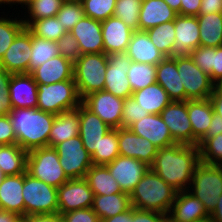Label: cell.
Listing matches in <instances>:
<instances>
[{
  "instance_id": "obj_1",
  "label": "cell",
  "mask_w": 222,
  "mask_h": 222,
  "mask_svg": "<svg viewBox=\"0 0 222 222\" xmlns=\"http://www.w3.org/2000/svg\"><path fill=\"white\" fill-rule=\"evenodd\" d=\"M201 163L199 147L176 143L157 150L150 167L177 192L189 190L196 167Z\"/></svg>"
},
{
  "instance_id": "obj_2",
  "label": "cell",
  "mask_w": 222,
  "mask_h": 222,
  "mask_svg": "<svg viewBox=\"0 0 222 222\" xmlns=\"http://www.w3.org/2000/svg\"><path fill=\"white\" fill-rule=\"evenodd\" d=\"M16 143L25 151L46 147L55 114L38 108H14L8 113Z\"/></svg>"
},
{
  "instance_id": "obj_3",
  "label": "cell",
  "mask_w": 222,
  "mask_h": 222,
  "mask_svg": "<svg viewBox=\"0 0 222 222\" xmlns=\"http://www.w3.org/2000/svg\"><path fill=\"white\" fill-rule=\"evenodd\" d=\"M176 194L175 189L149 168L129 196L134 209L168 214Z\"/></svg>"
},
{
  "instance_id": "obj_4",
  "label": "cell",
  "mask_w": 222,
  "mask_h": 222,
  "mask_svg": "<svg viewBox=\"0 0 222 222\" xmlns=\"http://www.w3.org/2000/svg\"><path fill=\"white\" fill-rule=\"evenodd\" d=\"M107 64L108 55L105 53L82 54L73 64V78L81 99L104 90Z\"/></svg>"
},
{
  "instance_id": "obj_5",
  "label": "cell",
  "mask_w": 222,
  "mask_h": 222,
  "mask_svg": "<svg viewBox=\"0 0 222 222\" xmlns=\"http://www.w3.org/2000/svg\"><path fill=\"white\" fill-rule=\"evenodd\" d=\"M37 108L52 114L77 109L82 103L74 80L53 84H37Z\"/></svg>"
},
{
  "instance_id": "obj_6",
  "label": "cell",
  "mask_w": 222,
  "mask_h": 222,
  "mask_svg": "<svg viewBox=\"0 0 222 222\" xmlns=\"http://www.w3.org/2000/svg\"><path fill=\"white\" fill-rule=\"evenodd\" d=\"M26 172L55 188L69 180L59 163L58 153L48 146L28 152Z\"/></svg>"
},
{
  "instance_id": "obj_7",
  "label": "cell",
  "mask_w": 222,
  "mask_h": 222,
  "mask_svg": "<svg viewBox=\"0 0 222 222\" xmlns=\"http://www.w3.org/2000/svg\"><path fill=\"white\" fill-rule=\"evenodd\" d=\"M188 191L204 204L210 214L222 194V166L201 162L196 167Z\"/></svg>"
},
{
  "instance_id": "obj_8",
  "label": "cell",
  "mask_w": 222,
  "mask_h": 222,
  "mask_svg": "<svg viewBox=\"0 0 222 222\" xmlns=\"http://www.w3.org/2000/svg\"><path fill=\"white\" fill-rule=\"evenodd\" d=\"M181 79V89H185V101L210 98L215 84L210 76L203 72L190 55L173 56Z\"/></svg>"
},
{
  "instance_id": "obj_9",
  "label": "cell",
  "mask_w": 222,
  "mask_h": 222,
  "mask_svg": "<svg viewBox=\"0 0 222 222\" xmlns=\"http://www.w3.org/2000/svg\"><path fill=\"white\" fill-rule=\"evenodd\" d=\"M22 195L25 217L38 214L58 213L57 188L24 173Z\"/></svg>"
},
{
  "instance_id": "obj_10",
  "label": "cell",
  "mask_w": 222,
  "mask_h": 222,
  "mask_svg": "<svg viewBox=\"0 0 222 222\" xmlns=\"http://www.w3.org/2000/svg\"><path fill=\"white\" fill-rule=\"evenodd\" d=\"M53 148L58 153L59 163L68 179L85 178L93 162L79 135L63 141Z\"/></svg>"
},
{
  "instance_id": "obj_11",
  "label": "cell",
  "mask_w": 222,
  "mask_h": 222,
  "mask_svg": "<svg viewBox=\"0 0 222 222\" xmlns=\"http://www.w3.org/2000/svg\"><path fill=\"white\" fill-rule=\"evenodd\" d=\"M123 102L124 99L104 90L91 93L82 99V104L112 129L122 127Z\"/></svg>"
},
{
  "instance_id": "obj_12",
  "label": "cell",
  "mask_w": 222,
  "mask_h": 222,
  "mask_svg": "<svg viewBox=\"0 0 222 222\" xmlns=\"http://www.w3.org/2000/svg\"><path fill=\"white\" fill-rule=\"evenodd\" d=\"M131 62L126 53L108 55L104 91L124 100L132 96L133 91L127 77Z\"/></svg>"
},
{
  "instance_id": "obj_13",
  "label": "cell",
  "mask_w": 222,
  "mask_h": 222,
  "mask_svg": "<svg viewBox=\"0 0 222 222\" xmlns=\"http://www.w3.org/2000/svg\"><path fill=\"white\" fill-rule=\"evenodd\" d=\"M58 213L91 208L94 193L85 178L69 179L57 188Z\"/></svg>"
},
{
  "instance_id": "obj_14",
  "label": "cell",
  "mask_w": 222,
  "mask_h": 222,
  "mask_svg": "<svg viewBox=\"0 0 222 222\" xmlns=\"http://www.w3.org/2000/svg\"><path fill=\"white\" fill-rule=\"evenodd\" d=\"M176 143L193 145V129L188 118L187 101H171L160 113Z\"/></svg>"
},
{
  "instance_id": "obj_15",
  "label": "cell",
  "mask_w": 222,
  "mask_h": 222,
  "mask_svg": "<svg viewBox=\"0 0 222 222\" xmlns=\"http://www.w3.org/2000/svg\"><path fill=\"white\" fill-rule=\"evenodd\" d=\"M31 48L32 33L25 27L6 50L0 66L11 74H28Z\"/></svg>"
},
{
  "instance_id": "obj_16",
  "label": "cell",
  "mask_w": 222,
  "mask_h": 222,
  "mask_svg": "<svg viewBox=\"0 0 222 222\" xmlns=\"http://www.w3.org/2000/svg\"><path fill=\"white\" fill-rule=\"evenodd\" d=\"M106 166L118 182L122 192L129 195L150 168L138 159L122 155L117 156Z\"/></svg>"
},
{
  "instance_id": "obj_17",
  "label": "cell",
  "mask_w": 222,
  "mask_h": 222,
  "mask_svg": "<svg viewBox=\"0 0 222 222\" xmlns=\"http://www.w3.org/2000/svg\"><path fill=\"white\" fill-rule=\"evenodd\" d=\"M119 155L138 159L149 167L153 165L158 148L148 139L129 128H118Z\"/></svg>"
},
{
  "instance_id": "obj_18",
  "label": "cell",
  "mask_w": 222,
  "mask_h": 222,
  "mask_svg": "<svg viewBox=\"0 0 222 222\" xmlns=\"http://www.w3.org/2000/svg\"><path fill=\"white\" fill-rule=\"evenodd\" d=\"M175 42L173 56L189 55L200 46L199 23L197 16L177 15L174 20Z\"/></svg>"
},
{
  "instance_id": "obj_19",
  "label": "cell",
  "mask_w": 222,
  "mask_h": 222,
  "mask_svg": "<svg viewBox=\"0 0 222 222\" xmlns=\"http://www.w3.org/2000/svg\"><path fill=\"white\" fill-rule=\"evenodd\" d=\"M77 110L79 111V136L84 148L92 155L98 149L102 137L112 128L82 103L77 107Z\"/></svg>"
},
{
  "instance_id": "obj_20",
  "label": "cell",
  "mask_w": 222,
  "mask_h": 222,
  "mask_svg": "<svg viewBox=\"0 0 222 222\" xmlns=\"http://www.w3.org/2000/svg\"><path fill=\"white\" fill-rule=\"evenodd\" d=\"M168 215L175 222H203L210 217L204 204L188 190L177 192Z\"/></svg>"
},
{
  "instance_id": "obj_21",
  "label": "cell",
  "mask_w": 222,
  "mask_h": 222,
  "mask_svg": "<svg viewBox=\"0 0 222 222\" xmlns=\"http://www.w3.org/2000/svg\"><path fill=\"white\" fill-rule=\"evenodd\" d=\"M129 129L138 136L151 141L158 149L176 144L160 114H149L134 122Z\"/></svg>"
},
{
  "instance_id": "obj_22",
  "label": "cell",
  "mask_w": 222,
  "mask_h": 222,
  "mask_svg": "<svg viewBox=\"0 0 222 222\" xmlns=\"http://www.w3.org/2000/svg\"><path fill=\"white\" fill-rule=\"evenodd\" d=\"M70 33L79 43L80 53H104L101 21L84 16Z\"/></svg>"
},
{
  "instance_id": "obj_23",
  "label": "cell",
  "mask_w": 222,
  "mask_h": 222,
  "mask_svg": "<svg viewBox=\"0 0 222 222\" xmlns=\"http://www.w3.org/2000/svg\"><path fill=\"white\" fill-rule=\"evenodd\" d=\"M101 27L104 53H125L134 30L115 16L101 21Z\"/></svg>"
},
{
  "instance_id": "obj_24",
  "label": "cell",
  "mask_w": 222,
  "mask_h": 222,
  "mask_svg": "<svg viewBox=\"0 0 222 222\" xmlns=\"http://www.w3.org/2000/svg\"><path fill=\"white\" fill-rule=\"evenodd\" d=\"M37 83L28 74H12L9 82V96L12 109L37 108Z\"/></svg>"
},
{
  "instance_id": "obj_25",
  "label": "cell",
  "mask_w": 222,
  "mask_h": 222,
  "mask_svg": "<svg viewBox=\"0 0 222 222\" xmlns=\"http://www.w3.org/2000/svg\"><path fill=\"white\" fill-rule=\"evenodd\" d=\"M37 84H53L74 80L73 63L60 54L47 60L29 73Z\"/></svg>"
},
{
  "instance_id": "obj_26",
  "label": "cell",
  "mask_w": 222,
  "mask_h": 222,
  "mask_svg": "<svg viewBox=\"0 0 222 222\" xmlns=\"http://www.w3.org/2000/svg\"><path fill=\"white\" fill-rule=\"evenodd\" d=\"M133 62L157 65L166 56L150 40L146 31H133L125 52Z\"/></svg>"
},
{
  "instance_id": "obj_27",
  "label": "cell",
  "mask_w": 222,
  "mask_h": 222,
  "mask_svg": "<svg viewBox=\"0 0 222 222\" xmlns=\"http://www.w3.org/2000/svg\"><path fill=\"white\" fill-rule=\"evenodd\" d=\"M24 173L8 175L0 185V209L15 212L25 217V205L22 195Z\"/></svg>"
},
{
  "instance_id": "obj_28",
  "label": "cell",
  "mask_w": 222,
  "mask_h": 222,
  "mask_svg": "<svg viewBox=\"0 0 222 222\" xmlns=\"http://www.w3.org/2000/svg\"><path fill=\"white\" fill-rule=\"evenodd\" d=\"M178 13L164 0H142L139 13V30L147 31L162 23L174 21Z\"/></svg>"
},
{
  "instance_id": "obj_29",
  "label": "cell",
  "mask_w": 222,
  "mask_h": 222,
  "mask_svg": "<svg viewBox=\"0 0 222 222\" xmlns=\"http://www.w3.org/2000/svg\"><path fill=\"white\" fill-rule=\"evenodd\" d=\"M156 82L172 101H185V89H181L177 63L172 57H166L156 65Z\"/></svg>"
},
{
  "instance_id": "obj_30",
  "label": "cell",
  "mask_w": 222,
  "mask_h": 222,
  "mask_svg": "<svg viewBox=\"0 0 222 222\" xmlns=\"http://www.w3.org/2000/svg\"><path fill=\"white\" fill-rule=\"evenodd\" d=\"M189 55L216 86L222 85V46H199Z\"/></svg>"
},
{
  "instance_id": "obj_31",
  "label": "cell",
  "mask_w": 222,
  "mask_h": 222,
  "mask_svg": "<svg viewBox=\"0 0 222 222\" xmlns=\"http://www.w3.org/2000/svg\"><path fill=\"white\" fill-rule=\"evenodd\" d=\"M188 118L193 129V145L198 146L199 140L207 133L214 113L210 99L187 100Z\"/></svg>"
},
{
  "instance_id": "obj_32",
  "label": "cell",
  "mask_w": 222,
  "mask_h": 222,
  "mask_svg": "<svg viewBox=\"0 0 222 222\" xmlns=\"http://www.w3.org/2000/svg\"><path fill=\"white\" fill-rule=\"evenodd\" d=\"M79 135V111L77 109L65 111L55 115L49 135L48 147L71 139Z\"/></svg>"
},
{
  "instance_id": "obj_33",
  "label": "cell",
  "mask_w": 222,
  "mask_h": 222,
  "mask_svg": "<svg viewBox=\"0 0 222 222\" xmlns=\"http://www.w3.org/2000/svg\"><path fill=\"white\" fill-rule=\"evenodd\" d=\"M131 207L129 194L121 192L110 195H94L91 208L102 220L128 211Z\"/></svg>"
},
{
  "instance_id": "obj_34",
  "label": "cell",
  "mask_w": 222,
  "mask_h": 222,
  "mask_svg": "<svg viewBox=\"0 0 222 222\" xmlns=\"http://www.w3.org/2000/svg\"><path fill=\"white\" fill-rule=\"evenodd\" d=\"M133 99L140 104L143 110L150 114H160L172 101L160 84L155 82L144 89L134 91Z\"/></svg>"
},
{
  "instance_id": "obj_35",
  "label": "cell",
  "mask_w": 222,
  "mask_h": 222,
  "mask_svg": "<svg viewBox=\"0 0 222 222\" xmlns=\"http://www.w3.org/2000/svg\"><path fill=\"white\" fill-rule=\"evenodd\" d=\"M85 179L94 195H110L122 192L106 165L93 164L87 171Z\"/></svg>"
},
{
  "instance_id": "obj_36",
  "label": "cell",
  "mask_w": 222,
  "mask_h": 222,
  "mask_svg": "<svg viewBox=\"0 0 222 222\" xmlns=\"http://www.w3.org/2000/svg\"><path fill=\"white\" fill-rule=\"evenodd\" d=\"M200 46H222V12L199 14Z\"/></svg>"
},
{
  "instance_id": "obj_37",
  "label": "cell",
  "mask_w": 222,
  "mask_h": 222,
  "mask_svg": "<svg viewBox=\"0 0 222 222\" xmlns=\"http://www.w3.org/2000/svg\"><path fill=\"white\" fill-rule=\"evenodd\" d=\"M28 152L16 144L0 145V169L8 175L26 172Z\"/></svg>"
},
{
  "instance_id": "obj_38",
  "label": "cell",
  "mask_w": 222,
  "mask_h": 222,
  "mask_svg": "<svg viewBox=\"0 0 222 222\" xmlns=\"http://www.w3.org/2000/svg\"><path fill=\"white\" fill-rule=\"evenodd\" d=\"M65 1L66 0H27L23 6H21V8L25 7L23 8L24 10L27 8L23 14L25 18L22 16L25 27L27 28L33 21L56 16Z\"/></svg>"
},
{
  "instance_id": "obj_39",
  "label": "cell",
  "mask_w": 222,
  "mask_h": 222,
  "mask_svg": "<svg viewBox=\"0 0 222 222\" xmlns=\"http://www.w3.org/2000/svg\"><path fill=\"white\" fill-rule=\"evenodd\" d=\"M152 43L166 57H172V49L175 42L174 21L162 23L146 31Z\"/></svg>"
},
{
  "instance_id": "obj_40",
  "label": "cell",
  "mask_w": 222,
  "mask_h": 222,
  "mask_svg": "<svg viewBox=\"0 0 222 222\" xmlns=\"http://www.w3.org/2000/svg\"><path fill=\"white\" fill-rule=\"evenodd\" d=\"M119 156L118 128L111 129L101 139L98 149L91 155L94 165H106Z\"/></svg>"
},
{
  "instance_id": "obj_41",
  "label": "cell",
  "mask_w": 222,
  "mask_h": 222,
  "mask_svg": "<svg viewBox=\"0 0 222 222\" xmlns=\"http://www.w3.org/2000/svg\"><path fill=\"white\" fill-rule=\"evenodd\" d=\"M3 15L0 17V61L5 55L6 50L10 47L12 42L15 40L16 36L25 28V24L20 18L19 12L17 17L13 19L14 15L8 17V15L3 12ZM3 16V17H2ZM20 18V19H19Z\"/></svg>"
},
{
  "instance_id": "obj_42",
  "label": "cell",
  "mask_w": 222,
  "mask_h": 222,
  "mask_svg": "<svg viewBox=\"0 0 222 222\" xmlns=\"http://www.w3.org/2000/svg\"><path fill=\"white\" fill-rule=\"evenodd\" d=\"M127 77L132 91H138L156 82V65L131 62Z\"/></svg>"
},
{
  "instance_id": "obj_43",
  "label": "cell",
  "mask_w": 222,
  "mask_h": 222,
  "mask_svg": "<svg viewBox=\"0 0 222 222\" xmlns=\"http://www.w3.org/2000/svg\"><path fill=\"white\" fill-rule=\"evenodd\" d=\"M31 58L29 63V73L41 66L44 62L59 55L57 43L32 35Z\"/></svg>"
},
{
  "instance_id": "obj_44",
  "label": "cell",
  "mask_w": 222,
  "mask_h": 222,
  "mask_svg": "<svg viewBox=\"0 0 222 222\" xmlns=\"http://www.w3.org/2000/svg\"><path fill=\"white\" fill-rule=\"evenodd\" d=\"M27 29L33 36L50 41H57L61 36L68 33L66 28L61 26L56 16L33 21Z\"/></svg>"
},
{
  "instance_id": "obj_45",
  "label": "cell",
  "mask_w": 222,
  "mask_h": 222,
  "mask_svg": "<svg viewBox=\"0 0 222 222\" xmlns=\"http://www.w3.org/2000/svg\"><path fill=\"white\" fill-rule=\"evenodd\" d=\"M142 0H116L113 16L118 17L132 30H139V13Z\"/></svg>"
},
{
  "instance_id": "obj_46",
  "label": "cell",
  "mask_w": 222,
  "mask_h": 222,
  "mask_svg": "<svg viewBox=\"0 0 222 222\" xmlns=\"http://www.w3.org/2000/svg\"><path fill=\"white\" fill-rule=\"evenodd\" d=\"M85 16L80 0H66L56 17L68 32Z\"/></svg>"
},
{
  "instance_id": "obj_47",
  "label": "cell",
  "mask_w": 222,
  "mask_h": 222,
  "mask_svg": "<svg viewBox=\"0 0 222 222\" xmlns=\"http://www.w3.org/2000/svg\"><path fill=\"white\" fill-rule=\"evenodd\" d=\"M199 152L202 163L222 166V133L207 138L199 146Z\"/></svg>"
},
{
  "instance_id": "obj_48",
  "label": "cell",
  "mask_w": 222,
  "mask_h": 222,
  "mask_svg": "<svg viewBox=\"0 0 222 222\" xmlns=\"http://www.w3.org/2000/svg\"><path fill=\"white\" fill-rule=\"evenodd\" d=\"M86 17L103 21L113 16L116 0H80Z\"/></svg>"
},
{
  "instance_id": "obj_49",
  "label": "cell",
  "mask_w": 222,
  "mask_h": 222,
  "mask_svg": "<svg viewBox=\"0 0 222 222\" xmlns=\"http://www.w3.org/2000/svg\"><path fill=\"white\" fill-rule=\"evenodd\" d=\"M150 113L143 110L133 97H128L123 102L122 128H129L134 122L143 119Z\"/></svg>"
},
{
  "instance_id": "obj_50",
  "label": "cell",
  "mask_w": 222,
  "mask_h": 222,
  "mask_svg": "<svg viewBox=\"0 0 222 222\" xmlns=\"http://www.w3.org/2000/svg\"><path fill=\"white\" fill-rule=\"evenodd\" d=\"M56 43L59 54L73 64L81 57L79 43L70 32L61 36Z\"/></svg>"
},
{
  "instance_id": "obj_51",
  "label": "cell",
  "mask_w": 222,
  "mask_h": 222,
  "mask_svg": "<svg viewBox=\"0 0 222 222\" xmlns=\"http://www.w3.org/2000/svg\"><path fill=\"white\" fill-rule=\"evenodd\" d=\"M12 74L0 66V114H8L12 110L9 96V82Z\"/></svg>"
},
{
  "instance_id": "obj_52",
  "label": "cell",
  "mask_w": 222,
  "mask_h": 222,
  "mask_svg": "<svg viewBox=\"0 0 222 222\" xmlns=\"http://www.w3.org/2000/svg\"><path fill=\"white\" fill-rule=\"evenodd\" d=\"M61 215L65 222H100L92 208L72 210Z\"/></svg>"
},
{
  "instance_id": "obj_53",
  "label": "cell",
  "mask_w": 222,
  "mask_h": 222,
  "mask_svg": "<svg viewBox=\"0 0 222 222\" xmlns=\"http://www.w3.org/2000/svg\"><path fill=\"white\" fill-rule=\"evenodd\" d=\"M16 144V135L8 114H0V145Z\"/></svg>"
},
{
  "instance_id": "obj_54",
  "label": "cell",
  "mask_w": 222,
  "mask_h": 222,
  "mask_svg": "<svg viewBox=\"0 0 222 222\" xmlns=\"http://www.w3.org/2000/svg\"><path fill=\"white\" fill-rule=\"evenodd\" d=\"M134 222H175L170 215L157 211L134 209Z\"/></svg>"
},
{
  "instance_id": "obj_55",
  "label": "cell",
  "mask_w": 222,
  "mask_h": 222,
  "mask_svg": "<svg viewBox=\"0 0 222 222\" xmlns=\"http://www.w3.org/2000/svg\"><path fill=\"white\" fill-rule=\"evenodd\" d=\"M222 133V117L215 112L211 120V124L207 130V133L199 140L198 147L209 137H214L217 134Z\"/></svg>"
},
{
  "instance_id": "obj_56",
  "label": "cell",
  "mask_w": 222,
  "mask_h": 222,
  "mask_svg": "<svg viewBox=\"0 0 222 222\" xmlns=\"http://www.w3.org/2000/svg\"><path fill=\"white\" fill-rule=\"evenodd\" d=\"M201 7V0H181L180 15L198 16Z\"/></svg>"
},
{
  "instance_id": "obj_57",
  "label": "cell",
  "mask_w": 222,
  "mask_h": 222,
  "mask_svg": "<svg viewBox=\"0 0 222 222\" xmlns=\"http://www.w3.org/2000/svg\"><path fill=\"white\" fill-rule=\"evenodd\" d=\"M28 222H65L60 213L38 214L24 217Z\"/></svg>"
},
{
  "instance_id": "obj_58",
  "label": "cell",
  "mask_w": 222,
  "mask_h": 222,
  "mask_svg": "<svg viewBox=\"0 0 222 222\" xmlns=\"http://www.w3.org/2000/svg\"><path fill=\"white\" fill-rule=\"evenodd\" d=\"M222 12V0H201L199 14Z\"/></svg>"
},
{
  "instance_id": "obj_59",
  "label": "cell",
  "mask_w": 222,
  "mask_h": 222,
  "mask_svg": "<svg viewBox=\"0 0 222 222\" xmlns=\"http://www.w3.org/2000/svg\"><path fill=\"white\" fill-rule=\"evenodd\" d=\"M214 112L222 117V85H217L210 96Z\"/></svg>"
},
{
  "instance_id": "obj_60",
  "label": "cell",
  "mask_w": 222,
  "mask_h": 222,
  "mask_svg": "<svg viewBox=\"0 0 222 222\" xmlns=\"http://www.w3.org/2000/svg\"><path fill=\"white\" fill-rule=\"evenodd\" d=\"M100 222H134V208L131 207L128 211L111 218L102 219Z\"/></svg>"
},
{
  "instance_id": "obj_61",
  "label": "cell",
  "mask_w": 222,
  "mask_h": 222,
  "mask_svg": "<svg viewBox=\"0 0 222 222\" xmlns=\"http://www.w3.org/2000/svg\"><path fill=\"white\" fill-rule=\"evenodd\" d=\"M21 218L22 216L15 212L0 209V222H19Z\"/></svg>"
},
{
  "instance_id": "obj_62",
  "label": "cell",
  "mask_w": 222,
  "mask_h": 222,
  "mask_svg": "<svg viewBox=\"0 0 222 222\" xmlns=\"http://www.w3.org/2000/svg\"><path fill=\"white\" fill-rule=\"evenodd\" d=\"M209 219L213 222H222V194L219 197L214 210L210 213Z\"/></svg>"
},
{
  "instance_id": "obj_63",
  "label": "cell",
  "mask_w": 222,
  "mask_h": 222,
  "mask_svg": "<svg viewBox=\"0 0 222 222\" xmlns=\"http://www.w3.org/2000/svg\"><path fill=\"white\" fill-rule=\"evenodd\" d=\"M174 11L180 15L181 0H164Z\"/></svg>"
},
{
  "instance_id": "obj_64",
  "label": "cell",
  "mask_w": 222,
  "mask_h": 222,
  "mask_svg": "<svg viewBox=\"0 0 222 222\" xmlns=\"http://www.w3.org/2000/svg\"><path fill=\"white\" fill-rule=\"evenodd\" d=\"M27 0H9V5L11 6L10 9L12 8L13 5L18 6L19 4L21 6H23V4L26 2ZM18 4V5H17Z\"/></svg>"
},
{
  "instance_id": "obj_65",
  "label": "cell",
  "mask_w": 222,
  "mask_h": 222,
  "mask_svg": "<svg viewBox=\"0 0 222 222\" xmlns=\"http://www.w3.org/2000/svg\"><path fill=\"white\" fill-rule=\"evenodd\" d=\"M6 176L7 175L2 171V169H0V185L2 184Z\"/></svg>"
},
{
  "instance_id": "obj_66",
  "label": "cell",
  "mask_w": 222,
  "mask_h": 222,
  "mask_svg": "<svg viewBox=\"0 0 222 222\" xmlns=\"http://www.w3.org/2000/svg\"><path fill=\"white\" fill-rule=\"evenodd\" d=\"M3 4H4V6L5 5L9 6V0H0V6L3 5Z\"/></svg>"
},
{
  "instance_id": "obj_67",
  "label": "cell",
  "mask_w": 222,
  "mask_h": 222,
  "mask_svg": "<svg viewBox=\"0 0 222 222\" xmlns=\"http://www.w3.org/2000/svg\"><path fill=\"white\" fill-rule=\"evenodd\" d=\"M19 222H28L24 217H22Z\"/></svg>"
},
{
  "instance_id": "obj_68",
  "label": "cell",
  "mask_w": 222,
  "mask_h": 222,
  "mask_svg": "<svg viewBox=\"0 0 222 222\" xmlns=\"http://www.w3.org/2000/svg\"><path fill=\"white\" fill-rule=\"evenodd\" d=\"M203 222H213L212 220H210V219H208V220H206V221H203Z\"/></svg>"
}]
</instances>
